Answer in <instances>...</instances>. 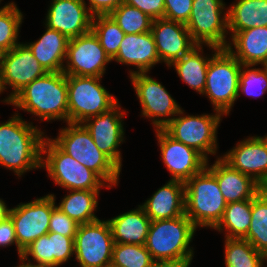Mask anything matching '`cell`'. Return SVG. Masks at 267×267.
I'll list each match as a JSON object with an SVG mask.
<instances>
[{"label":"cell","instance_id":"1","mask_svg":"<svg viewBox=\"0 0 267 267\" xmlns=\"http://www.w3.org/2000/svg\"><path fill=\"white\" fill-rule=\"evenodd\" d=\"M0 123V165L12 170L18 177L41 168L44 132L14 113Z\"/></svg>","mask_w":267,"mask_h":267},{"label":"cell","instance_id":"2","mask_svg":"<svg viewBox=\"0 0 267 267\" xmlns=\"http://www.w3.org/2000/svg\"><path fill=\"white\" fill-rule=\"evenodd\" d=\"M18 109L39 117L40 121L68 123V88L63 72H47L27 84L10 102Z\"/></svg>","mask_w":267,"mask_h":267},{"label":"cell","instance_id":"3","mask_svg":"<svg viewBox=\"0 0 267 267\" xmlns=\"http://www.w3.org/2000/svg\"><path fill=\"white\" fill-rule=\"evenodd\" d=\"M196 229L185 214L154 220L144 245L155 262H192L194 249L189 244Z\"/></svg>","mask_w":267,"mask_h":267},{"label":"cell","instance_id":"4","mask_svg":"<svg viewBox=\"0 0 267 267\" xmlns=\"http://www.w3.org/2000/svg\"><path fill=\"white\" fill-rule=\"evenodd\" d=\"M68 126V127H67ZM52 140L86 168L97 173L109 186L119 183L121 169L95 145L90 132L82 123H67Z\"/></svg>","mask_w":267,"mask_h":267},{"label":"cell","instance_id":"5","mask_svg":"<svg viewBox=\"0 0 267 267\" xmlns=\"http://www.w3.org/2000/svg\"><path fill=\"white\" fill-rule=\"evenodd\" d=\"M206 47H209L214 54L207 68L206 84L202 95L209 98L214 111L227 116L238 98L242 64L227 48L211 45Z\"/></svg>","mask_w":267,"mask_h":267},{"label":"cell","instance_id":"6","mask_svg":"<svg viewBox=\"0 0 267 267\" xmlns=\"http://www.w3.org/2000/svg\"><path fill=\"white\" fill-rule=\"evenodd\" d=\"M184 184L185 215L197 228H214L227 206L216 178L204 168Z\"/></svg>","mask_w":267,"mask_h":267},{"label":"cell","instance_id":"7","mask_svg":"<svg viewBox=\"0 0 267 267\" xmlns=\"http://www.w3.org/2000/svg\"><path fill=\"white\" fill-rule=\"evenodd\" d=\"M44 154L45 156H43ZM41 168H46L48 176L54 183L68 191L110 188L97 173L65 153L47 136L42 144Z\"/></svg>","mask_w":267,"mask_h":267},{"label":"cell","instance_id":"8","mask_svg":"<svg viewBox=\"0 0 267 267\" xmlns=\"http://www.w3.org/2000/svg\"><path fill=\"white\" fill-rule=\"evenodd\" d=\"M102 77L66 75L68 88V122L83 123L100 115L117 102L100 84Z\"/></svg>","mask_w":267,"mask_h":267},{"label":"cell","instance_id":"9","mask_svg":"<svg viewBox=\"0 0 267 267\" xmlns=\"http://www.w3.org/2000/svg\"><path fill=\"white\" fill-rule=\"evenodd\" d=\"M184 115L181 109L164 130L175 140L195 149L208 161V155L217 152V129L224 115L216 110L214 114Z\"/></svg>","mask_w":267,"mask_h":267},{"label":"cell","instance_id":"10","mask_svg":"<svg viewBox=\"0 0 267 267\" xmlns=\"http://www.w3.org/2000/svg\"><path fill=\"white\" fill-rule=\"evenodd\" d=\"M223 0H193L186 27L197 45L227 48L228 16ZM223 15V16H222Z\"/></svg>","mask_w":267,"mask_h":267},{"label":"cell","instance_id":"11","mask_svg":"<svg viewBox=\"0 0 267 267\" xmlns=\"http://www.w3.org/2000/svg\"><path fill=\"white\" fill-rule=\"evenodd\" d=\"M147 74L135 72L130 74V79L141 105L142 116L152 120L155 131L164 130L182 107L160 82Z\"/></svg>","mask_w":267,"mask_h":267},{"label":"cell","instance_id":"12","mask_svg":"<svg viewBox=\"0 0 267 267\" xmlns=\"http://www.w3.org/2000/svg\"><path fill=\"white\" fill-rule=\"evenodd\" d=\"M114 240L107 220L78 226L74 255L80 267H110Z\"/></svg>","mask_w":267,"mask_h":267},{"label":"cell","instance_id":"13","mask_svg":"<svg viewBox=\"0 0 267 267\" xmlns=\"http://www.w3.org/2000/svg\"><path fill=\"white\" fill-rule=\"evenodd\" d=\"M55 201L54 194H48L9 209L8 215L13 221L17 243L22 250L49 232Z\"/></svg>","mask_w":267,"mask_h":267},{"label":"cell","instance_id":"14","mask_svg":"<svg viewBox=\"0 0 267 267\" xmlns=\"http://www.w3.org/2000/svg\"><path fill=\"white\" fill-rule=\"evenodd\" d=\"M65 60V75L94 77H103L106 65L112 61L92 30L69 39Z\"/></svg>","mask_w":267,"mask_h":267},{"label":"cell","instance_id":"15","mask_svg":"<svg viewBox=\"0 0 267 267\" xmlns=\"http://www.w3.org/2000/svg\"><path fill=\"white\" fill-rule=\"evenodd\" d=\"M0 72L3 92L6 91L7 85L12 88L7 98L1 101L6 104H9L27 84L47 73L24 43H19L11 50L5 51L0 61Z\"/></svg>","mask_w":267,"mask_h":267},{"label":"cell","instance_id":"16","mask_svg":"<svg viewBox=\"0 0 267 267\" xmlns=\"http://www.w3.org/2000/svg\"><path fill=\"white\" fill-rule=\"evenodd\" d=\"M117 102L109 110L100 115L86 119L82 124L90 132L98 149L107 155L120 169H122L121 152L118 150L124 140L123 119L126 115Z\"/></svg>","mask_w":267,"mask_h":267},{"label":"cell","instance_id":"17","mask_svg":"<svg viewBox=\"0 0 267 267\" xmlns=\"http://www.w3.org/2000/svg\"><path fill=\"white\" fill-rule=\"evenodd\" d=\"M156 137L171 180L185 183L206 167L207 160L199 152L175 140L165 130H156Z\"/></svg>","mask_w":267,"mask_h":267},{"label":"cell","instance_id":"18","mask_svg":"<svg viewBox=\"0 0 267 267\" xmlns=\"http://www.w3.org/2000/svg\"><path fill=\"white\" fill-rule=\"evenodd\" d=\"M45 26L57 30L68 39L91 31L93 15L85 0H52Z\"/></svg>","mask_w":267,"mask_h":267},{"label":"cell","instance_id":"19","mask_svg":"<svg viewBox=\"0 0 267 267\" xmlns=\"http://www.w3.org/2000/svg\"><path fill=\"white\" fill-rule=\"evenodd\" d=\"M151 32L160 62H164L168 68L197 46L186 25L180 22L166 18L155 19L152 22Z\"/></svg>","mask_w":267,"mask_h":267},{"label":"cell","instance_id":"20","mask_svg":"<svg viewBox=\"0 0 267 267\" xmlns=\"http://www.w3.org/2000/svg\"><path fill=\"white\" fill-rule=\"evenodd\" d=\"M234 169L262 185L267 180V137L252 136L221 156Z\"/></svg>","mask_w":267,"mask_h":267},{"label":"cell","instance_id":"21","mask_svg":"<svg viewBox=\"0 0 267 267\" xmlns=\"http://www.w3.org/2000/svg\"><path fill=\"white\" fill-rule=\"evenodd\" d=\"M74 237L48 232L23 250L21 259L45 267H58L74 256ZM29 256L36 263H32Z\"/></svg>","mask_w":267,"mask_h":267},{"label":"cell","instance_id":"22","mask_svg":"<svg viewBox=\"0 0 267 267\" xmlns=\"http://www.w3.org/2000/svg\"><path fill=\"white\" fill-rule=\"evenodd\" d=\"M205 168L216 178L227 203L253 199L261 190L251 176L234 169L221 156L211 166L207 161Z\"/></svg>","mask_w":267,"mask_h":267},{"label":"cell","instance_id":"23","mask_svg":"<svg viewBox=\"0 0 267 267\" xmlns=\"http://www.w3.org/2000/svg\"><path fill=\"white\" fill-rule=\"evenodd\" d=\"M112 61L137 67L136 71L130 70L129 74L149 72L154 65L161 63L152 32L125 34Z\"/></svg>","mask_w":267,"mask_h":267},{"label":"cell","instance_id":"24","mask_svg":"<svg viewBox=\"0 0 267 267\" xmlns=\"http://www.w3.org/2000/svg\"><path fill=\"white\" fill-rule=\"evenodd\" d=\"M140 206L151 221L184 215L185 184L170 179Z\"/></svg>","mask_w":267,"mask_h":267},{"label":"cell","instance_id":"25","mask_svg":"<svg viewBox=\"0 0 267 267\" xmlns=\"http://www.w3.org/2000/svg\"><path fill=\"white\" fill-rule=\"evenodd\" d=\"M230 37L227 49L241 64L257 66L267 60V26L237 31Z\"/></svg>","mask_w":267,"mask_h":267},{"label":"cell","instance_id":"26","mask_svg":"<svg viewBox=\"0 0 267 267\" xmlns=\"http://www.w3.org/2000/svg\"><path fill=\"white\" fill-rule=\"evenodd\" d=\"M45 28L41 38L25 44L47 72H62L69 39L57 30Z\"/></svg>","mask_w":267,"mask_h":267},{"label":"cell","instance_id":"27","mask_svg":"<svg viewBox=\"0 0 267 267\" xmlns=\"http://www.w3.org/2000/svg\"><path fill=\"white\" fill-rule=\"evenodd\" d=\"M114 243L144 245L151 224L143 208L130 210L107 220Z\"/></svg>","mask_w":267,"mask_h":267},{"label":"cell","instance_id":"28","mask_svg":"<svg viewBox=\"0 0 267 267\" xmlns=\"http://www.w3.org/2000/svg\"><path fill=\"white\" fill-rule=\"evenodd\" d=\"M227 9L231 36L237 31L267 26V0H238Z\"/></svg>","mask_w":267,"mask_h":267},{"label":"cell","instance_id":"29","mask_svg":"<svg viewBox=\"0 0 267 267\" xmlns=\"http://www.w3.org/2000/svg\"><path fill=\"white\" fill-rule=\"evenodd\" d=\"M202 54L203 45H197L188 54L169 66H173L180 79L199 94L204 92L207 68L212 57H205Z\"/></svg>","mask_w":267,"mask_h":267},{"label":"cell","instance_id":"30","mask_svg":"<svg viewBox=\"0 0 267 267\" xmlns=\"http://www.w3.org/2000/svg\"><path fill=\"white\" fill-rule=\"evenodd\" d=\"M69 194L56 205L79 225L99 220L94 214L98 207L100 190H69Z\"/></svg>","mask_w":267,"mask_h":267},{"label":"cell","instance_id":"31","mask_svg":"<svg viewBox=\"0 0 267 267\" xmlns=\"http://www.w3.org/2000/svg\"><path fill=\"white\" fill-rule=\"evenodd\" d=\"M252 211V199L227 203L222 219L213 228L225 230V238H244L249 230Z\"/></svg>","mask_w":267,"mask_h":267},{"label":"cell","instance_id":"32","mask_svg":"<svg viewBox=\"0 0 267 267\" xmlns=\"http://www.w3.org/2000/svg\"><path fill=\"white\" fill-rule=\"evenodd\" d=\"M224 244L226 267H264L267 263V257L244 238H225Z\"/></svg>","mask_w":267,"mask_h":267},{"label":"cell","instance_id":"33","mask_svg":"<svg viewBox=\"0 0 267 267\" xmlns=\"http://www.w3.org/2000/svg\"><path fill=\"white\" fill-rule=\"evenodd\" d=\"M244 239L267 257V196L261 191L252 199L250 227Z\"/></svg>","mask_w":267,"mask_h":267},{"label":"cell","instance_id":"34","mask_svg":"<svg viewBox=\"0 0 267 267\" xmlns=\"http://www.w3.org/2000/svg\"><path fill=\"white\" fill-rule=\"evenodd\" d=\"M91 30L97 36L105 53L111 60L117 55L124 31L110 15H96L92 19Z\"/></svg>","mask_w":267,"mask_h":267},{"label":"cell","instance_id":"35","mask_svg":"<svg viewBox=\"0 0 267 267\" xmlns=\"http://www.w3.org/2000/svg\"><path fill=\"white\" fill-rule=\"evenodd\" d=\"M109 15L125 34H139L151 31L153 19L138 8L124 2Z\"/></svg>","mask_w":267,"mask_h":267},{"label":"cell","instance_id":"36","mask_svg":"<svg viewBox=\"0 0 267 267\" xmlns=\"http://www.w3.org/2000/svg\"><path fill=\"white\" fill-rule=\"evenodd\" d=\"M154 263L145 245H113L111 267H152Z\"/></svg>","mask_w":267,"mask_h":267},{"label":"cell","instance_id":"37","mask_svg":"<svg viewBox=\"0 0 267 267\" xmlns=\"http://www.w3.org/2000/svg\"><path fill=\"white\" fill-rule=\"evenodd\" d=\"M23 14L14 2L0 10V47L4 51L14 48L18 42Z\"/></svg>","mask_w":267,"mask_h":267},{"label":"cell","instance_id":"38","mask_svg":"<svg viewBox=\"0 0 267 267\" xmlns=\"http://www.w3.org/2000/svg\"><path fill=\"white\" fill-rule=\"evenodd\" d=\"M252 67H254V65L242 64L238 97L243 93L251 98H258L267 92V71L263 67Z\"/></svg>","mask_w":267,"mask_h":267},{"label":"cell","instance_id":"39","mask_svg":"<svg viewBox=\"0 0 267 267\" xmlns=\"http://www.w3.org/2000/svg\"><path fill=\"white\" fill-rule=\"evenodd\" d=\"M164 18L186 25L189 20L193 0H164Z\"/></svg>","mask_w":267,"mask_h":267},{"label":"cell","instance_id":"40","mask_svg":"<svg viewBox=\"0 0 267 267\" xmlns=\"http://www.w3.org/2000/svg\"><path fill=\"white\" fill-rule=\"evenodd\" d=\"M79 224L62 212L57 206L52 210L49 232L60 233L64 236H75Z\"/></svg>","mask_w":267,"mask_h":267},{"label":"cell","instance_id":"41","mask_svg":"<svg viewBox=\"0 0 267 267\" xmlns=\"http://www.w3.org/2000/svg\"><path fill=\"white\" fill-rule=\"evenodd\" d=\"M124 3L138 8L153 20L164 18V0H124Z\"/></svg>","mask_w":267,"mask_h":267},{"label":"cell","instance_id":"42","mask_svg":"<svg viewBox=\"0 0 267 267\" xmlns=\"http://www.w3.org/2000/svg\"><path fill=\"white\" fill-rule=\"evenodd\" d=\"M16 245L17 253L21 258L23 250L18 246L13 221L9 215L0 220V247Z\"/></svg>","mask_w":267,"mask_h":267},{"label":"cell","instance_id":"43","mask_svg":"<svg viewBox=\"0 0 267 267\" xmlns=\"http://www.w3.org/2000/svg\"><path fill=\"white\" fill-rule=\"evenodd\" d=\"M89 12L93 15H109L114 11L124 0H88Z\"/></svg>","mask_w":267,"mask_h":267},{"label":"cell","instance_id":"44","mask_svg":"<svg viewBox=\"0 0 267 267\" xmlns=\"http://www.w3.org/2000/svg\"><path fill=\"white\" fill-rule=\"evenodd\" d=\"M191 262H155L152 267H189Z\"/></svg>","mask_w":267,"mask_h":267},{"label":"cell","instance_id":"45","mask_svg":"<svg viewBox=\"0 0 267 267\" xmlns=\"http://www.w3.org/2000/svg\"><path fill=\"white\" fill-rule=\"evenodd\" d=\"M8 213H9V208H7L5 201L0 199V220L6 217Z\"/></svg>","mask_w":267,"mask_h":267},{"label":"cell","instance_id":"46","mask_svg":"<svg viewBox=\"0 0 267 267\" xmlns=\"http://www.w3.org/2000/svg\"><path fill=\"white\" fill-rule=\"evenodd\" d=\"M20 265L18 266H14V267H45V266H39V265H33V264H30V263H27L26 261H24L23 259L20 258Z\"/></svg>","mask_w":267,"mask_h":267},{"label":"cell","instance_id":"47","mask_svg":"<svg viewBox=\"0 0 267 267\" xmlns=\"http://www.w3.org/2000/svg\"><path fill=\"white\" fill-rule=\"evenodd\" d=\"M261 192L267 196V180L261 185Z\"/></svg>","mask_w":267,"mask_h":267},{"label":"cell","instance_id":"48","mask_svg":"<svg viewBox=\"0 0 267 267\" xmlns=\"http://www.w3.org/2000/svg\"><path fill=\"white\" fill-rule=\"evenodd\" d=\"M5 54V51L0 47V61H1V58L4 56Z\"/></svg>","mask_w":267,"mask_h":267},{"label":"cell","instance_id":"49","mask_svg":"<svg viewBox=\"0 0 267 267\" xmlns=\"http://www.w3.org/2000/svg\"><path fill=\"white\" fill-rule=\"evenodd\" d=\"M261 66L267 71V60Z\"/></svg>","mask_w":267,"mask_h":267},{"label":"cell","instance_id":"50","mask_svg":"<svg viewBox=\"0 0 267 267\" xmlns=\"http://www.w3.org/2000/svg\"><path fill=\"white\" fill-rule=\"evenodd\" d=\"M3 92L2 85H1V72H0V94Z\"/></svg>","mask_w":267,"mask_h":267},{"label":"cell","instance_id":"51","mask_svg":"<svg viewBox=\"0 0 267 267\" xmlns=\"http://www.w3.org/2000/svg\"><path fill=\"white\" fill-rule=\"evenodd\" d=\"M2 0H0V2H1ZM10 3H7L6 5H4L3 7L1 6L0 7V10H3L4 8H6L8 5H9Z\"/></svg>","mask_w":267,"mask_h":267}]
</instances>
